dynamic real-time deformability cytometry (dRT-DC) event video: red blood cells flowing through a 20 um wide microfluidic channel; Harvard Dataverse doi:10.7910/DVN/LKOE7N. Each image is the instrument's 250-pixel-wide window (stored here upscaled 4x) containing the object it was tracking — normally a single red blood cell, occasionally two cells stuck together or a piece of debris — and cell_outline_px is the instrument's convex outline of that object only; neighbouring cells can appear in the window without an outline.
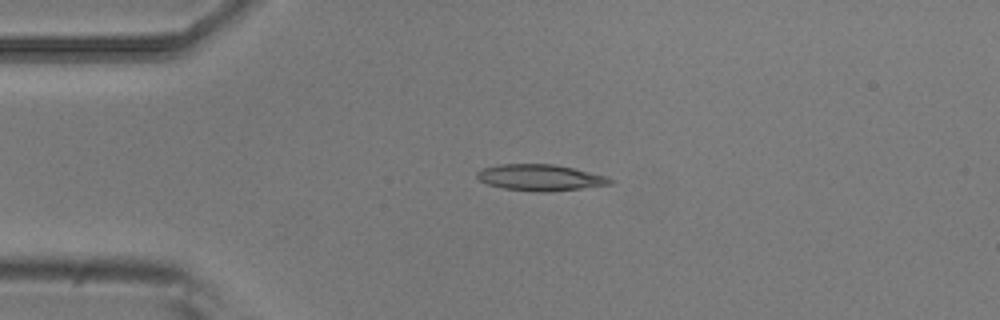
{"species": "common noctule bat (a hibernating species)", "species_latin": "Nyctalus noctula", "temperature_condition": "room temperature", "stored_images_in_passage": 5, "camera_frame_rate_fps": 3000, "um_per_image_px": 0.085, "animal": {"sex": "male", "body_mass_g": 20.5, "forearm_length_mm": 52.5}, "frame": {"image": 1, "passage_image": 3, "time_ms": 0.667, "image_size_px": [1000, 320], "cell_outline_px": [[616, 180], [612, 184], [580, 188], [544, 192], [536, 192], [504, 188], [488, 184], [480, 180], [476, 176], [476, 172], [484, 168], [500, 164], [552, 164], [572, 168], [608, 176]], "centroid_in_image_um": [45.95, 15.09], "position_along_channel_um": 39.1, "area_um2": 20.23}}
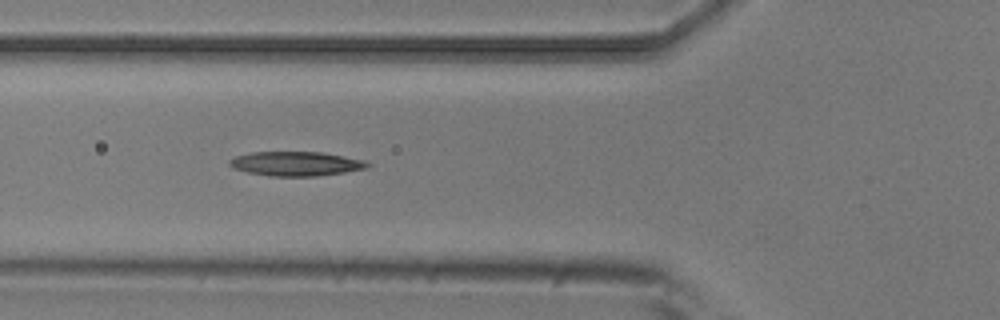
{"frame": {"image": 2, "passage_image": 5, "time_ms": 1.333, "image_size_px": [1000, 320], "cell_outline_px": [[372, 164], [368, 168], [344, 172], [316, 176], [268, 176], [248, 172], [236, 168], [228, 164], [228, 160], [236, 156], [252, 152], [320, 152], [364, 160]], "centroid_in_image_um": [25.17, 13.91], "position_along_channel_um": 100.6, "area_um2": 19.42}}